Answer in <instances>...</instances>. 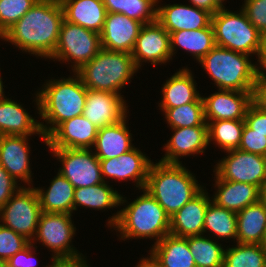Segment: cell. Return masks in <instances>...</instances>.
Wrapping results in <instances>:
<instances>
[{
    "instance_id": "49",
    "label": "cell",
    "mask_w": 266,
    "mask_h": 267,
    "mask_svg": "<svg viewBox=\"0 0 266 267\" xmlns=\"http://www.w3.org/2000/svg\"><path fill=\"white\" fill-rule=\"evenodd\" d=\"M136 267H160L156 262H154L150 257L141 258L140 262Z\"/></svg>"
},
{
    "instance_id": "4",
    "label": "cell",
    "mask_w": 266,
    "mask_h": 267,
    "mask_svg": "<svg viewBox=\"0 0 266 267\" xmlns=\"http://www.w3.org/2000/svg\"><path fill=\"white\" fill-rule=\"evenodd\" d=\"M142 190L143 194L108 219V225L115 228L123 240L155 238L154 244H157L170 234V217L148 191Z\"/></svg>"
},
{
    "instance_id": "2",
    "label": "cell",
    "mask_w": 266,
    "mask_h": 267,
    "mask_svg": "<svg viewBox=\"0 0 266 267\" xmlns=\"http://www.w3.org/2000/svg\"><path fill=\"white\" fill-rule=\"evenodd\" d=\"M51 79L36 94V105L44 125L40 122L42 133L47 138L62 122L83 115L87 88L80 77Z\"/></svg>"
},
{
    "instance_id": "48",
    "label": "cell",
    "mask_w": 266,
    "mask_h": 267,
    "mask_svg": "<svg viewBox=\"0 0 266 267\" xmlns=\"http://www.w3.org/2000/svg\"><path fill=\"white\" fill-rule=\"evenodd\" d=\"M257 57L258 65L261 67H257L258 73L266 74V72H264L266 70V32L261 35V46Z\"/></svg>"
},
{
    "instance_id": "8",
    "label": "cell",
    "mask_w": 266,
    "mask_h": 267,
    "mask_svg": "<svg viewBox=\"0 0 266 267\" xmlns=\"http://www.w3.org/2000/svg\"><path fill=\"white\" fill-rule=\"evenodd\" d=\"M72 214L42 212L37 225L36 235L32 240L40 241L52 252V259L56 263H81L86 259L71 245L75 235ZM85 259V260H84Z\"/></svg>"
},
{
    "instance_id": "6",
    "label": "cell",
    "mask_w": 266,
    "mask_h": 267,
    "mask_svg": "<svg viewBox=\"0 0 266 267\" xmlns=\"http://www.w3.org/2000/svg\"><path fill=\"white\" fill-rule=\"evenodd\" d=\"M138 71L131 53L102 48L89 62L75 73L87 89L108 91L121 95V89Z\"/></svg>"
},
{
    "instance_id": "36",
    "label": "cell",
    "mask_w": 266,
    "mask_h": 267,
    "mask_svg": "<svg viewBox=\"0 0 266 267\" xmlns=\"http://www.w3.org/2000/svg\"><path fill=\"white\" fill-rule=\"evenodd\" d=\"M106 11L121 13L143 24L156 21L159 0H102Z\"/></svg>"
},
{
    "instance_id": "30",
    "label": "cell",
    "mask_w": 266,
    "mask_h": 267,
    "mask_svg": "<svg viewBox=\"0 0 266 267\" xmlns=\"http://www.w3.org/2000/svg\"><path fill=\"white\" fill-rule=\"evenodd\" d=\"M236 217V243L264 244L266 237V207L260 200L236 213Z\"/></svg>"
},
{
    "instance_id": "46",
    "label": "cell",
    "mask_w": 266,
    "mask_h": 267,
    "mask_svg": "<svg viewBox=\"0 0 266 267\" xmlns=\"http://www.w3.org/2000/svg\"><path fill=\"white\" fill-rule=\"evenodd\" d=\"M253 102L266 111V74L259 73L256 79Z\"/></svg>"
},
{
    "instance_id": "5",
    "label": "cell",
    "mask_w": 266,
    "mask_h": 267,
    "mask_svg": "<svg viewBox=\"0 0 266 267\" xmlns=\"http://www.w3.org/2000/svg\"><path fill=\"white\" fill-rule=\"evenodd\" d=\"M248 54L215 46L200 61L217 88L235 91H254L258 76L257 64Z\"/></svg>"
},
{
    "instance_id": "28",
    "label": "cell",
    "mask_w": 266,
    "mask_h": 267,
    "mask_svg": "<svg viewBox=\"0 0 266 267\" xmlns=\"http://www.w3.org/2000/svg\"><path fill=\"white\" fill-rule=\"evenodd\" d=\"M151 249L149 257L160 267H196L188 246V237L168 234L153 244Z\"/></svg>"
},
{
    "instance_id": "14",
    "label": "cell",
    "mask_w": 266,
    "mask_h": 267,
    "mask_svg": "<svg viewBox=\"0 0 266 267\" xmlns=\"http://www.w3.org/2000/svg\"><path fill=\"white\" fill-rule=\"evenodd\" d=\"M254 91L219 89L202 97L206 123L217 120H244L248 106L253 102Z\"/></svg>"
},
{
    "instance_id": "38",
    "label": "cell",
    "mask_w": 266,
    "mask_h": 267,
    "mask_svg": "<svg viewBox=\"0 0 266 267\" xmlns=\"http://www.w3.org/2000/svg\"><path fill=\"white\" fill-rule=\"evenodd\" d=\"M165 113L171 128L208 126L204 116L203 102H191L174 108H159Z\"/></svg>"
},
{
    "instance_id": "32",
    "label": "cell",
    "mask_w": 266,
    "mask_h": 267,
    "mask_svg": "<svg viewBox=\"0 0 266 267\" xmlns=\"http://www.w3.org/2000/svg\"><path fill=\"white\" fill-rule=\"evenodd\" d=\"M113 189L107 182L75 189L74 211L77 210L78 206L104 210L120 206L121 203L125 205L126 199Z\"/></svg>"
},
{
    "instance_id": "37",
    "label": "cell",
    "mask_w": 266,
    "mask_h": 267,
    "mask_svg": "<svg viewBox=\"0 0 266 267\" xmlns=\"http://www.w3.org/2000/svg\"><path fill=\"white\" fill-rule=\"evenodd\" d=\"M188 246L196 267H223L224 248L214 239L204 234L189 236Z\"/></svg>"
},
{
    "instance_id": "40",
    "label": "cell",
    "mask_w": 266,
    "mask_h": 267,
    "mask_svg": "<svg viewBox=\"0 0 266 267\" xmlns=\"http://www.w3.org/2000/svg\"><path fill=\"white\" fill-rule=\"evenodd\" d=\"M31 242L14 230L0 224V260L6 262Z\"/></svg>"
},
{
    "instance_id": "10",
    "label": "cell",
    "mask_w": 266,
    "mask_h": 267,
    "mask_svg": "<svg viewBox=\"0 0 266 267\" xmlns=\"http://www.w3.org/2000/svg\"><path fill=\"white\" fill-rule=\"evenodd\" d=\"M31 187L22 186L0 209L1 225L14 230L30 242L36 235L42 214L37 192Z\"/></svg>"
},
{
    "instance_id": "43",
    "label": "cell",
    "mask_w": 266,
    "mask_h": 267,
    "mask_svg": "<svg viewBox=\"0 0 266 267\" xmlns=\"http://www.w3.org/2000/svg\"><path fill=\"white\" fill-rule=\"evenodd\" d=\"M36 248V246L30 243L23 250L10 257L6 261V267H36L38 263L37 261H35L36 257L34 256V254L36 253L35 251H33L36 250ZM56 264L57 263L55 261H52L51 265H46L45 267H54Z\"/></svg>"
},
{
    "instance_id": "22",
    "label": "cell",
    "mask_w": 266,
    "mask_h": 267,
    "mask_svg": "<svg viewBox=\"0 0 266 267\" xmlns=\"http://www.w3.org/2000/svg\"><path fill=\"white\" fill-rule=\"evenodd\" d=\"M206 189L170 217V234L177 237L203 235L205 212L212 201Z\"/></svg>"
},
{
    "instance_id": "20",
    "label": "cell",
    "mask_w": 266,
    "mask_h": 267,
    "mask_svg": "<svg viewBox=\"0 0 266 267\" xmlns=\"http://www.w3.org/2000/svg\"><path fill=\"white\" fill-rule=\"evenodd\" d=\"M156 8V20L169 34L180 30H198L211 25L212 14L192 5L167 4Z\"/></svg>"
},
{
    "instance_id": "19",
    "label": "cell",
    "mask_w": 266,
    "mask_h": 267,
    "mask_svg": "<svg viewBox=\"0 0 266 267\" xmlns=\"http://www.w3.org/2000/svg\"><path fill=\"white\" fill-rule=\"evenodd\" d=\"M28 136H0V165L17 181L32 184ZM20 179V180H18Z\"/></svg>"
},
{
    "instance_id": "15",
    "label": "cell",
    "mask_w": 266,
    "mask_h": 267,
    "mask_svg": "<svg viewBox=\"0 0 266 267\" xmlns=\"http://www.w3.org/2000/svg\"><path fill=\"white\" fill-rule=\"evenodd\" d=\"M122 96L113 92L87 89L83 116L98 128L122 121L129 113Z\"/></svg>"
},
{
    "instance_id": "54",
    "label": "cell",
    "mask_w": 266,
    "mask_h": 267,
    "mask_svg": "<svg viewBox=\"0 0 266 267\" xmlns=\"http://www.w3.org/2000/svg\"><path fill=\"white\" fill-rule=\"evenodd\" d=\"M0 267H6V262L0 260Z\"/></svg>"
},
{
    "instance_id": "13",
    "label": "cell",
    "mask_w": 266,
    "mask_h": 267,
    "mask_svg": "<svg viewBox=\"0 0 266 267\" xmlns=\"http://www.w3.org/2000/svg\"><path fill=\"white\" fill-rule=\"evenodd\" d=\"M131 55L137 69L141 67L142 62H150L155 66L170 61L172 59L170 34L157 20L144 24Z\"/></svg>"
},
{
    "instance_id": "21",
    "label": "cell",
    "mask_w": 266,
    "mask_h": 267,
    "mask_svg": "<svg viewBox=\"0 0 266 267\" xmlns=\"http://www.w3.org/2000/svg\"><path fill=\"white\" fill-rule=\"evenodd\" d=\"M174 131L163 149L166 151L160 162L181 163L184 156L204 153L208 145V126L171 128Z\"/></svg>"
},
{
    "instance_id": "29",
    "label": "cell",
    "mask_w": 266,
    "mask_h": 267,
    "mask_svg": "<svg viewBox=\"0 0 266 267\" xmlns=\"http://www.w3.org/2000/svg\"><path fill=\"white\" fill-rule=\"evenodd\" d=\"M34 189L37 192L42 212L67 213L74 211L75 187L59 172L50 182L47 190Z\"/></svg>"
},
{
    "instance_id": "33",
    "label": "cell",
    "mask_w": 266,
    "mask_h": 267,
    "mask_svg": "<svg viewBox=\"0 0 266 267\" xmlns=\"http://www.w3.org/2000/svg\"><path fill=\"white\" fill-rule=\"evenodd\" d=\"M237 217L236 213L226 208L217 206L214 202H210L205 212L203 234L207 232L213 233L221 239L236 240L237 238Z\"/></svg>"
},
{
    "instance_id": "7",
    "label": "cell",
    "mask_w": 266,
    "mask_h": 267,
    "mask_svg": "<svg viewBox=\"0 0 266 267\" xmlns=\"http://www.w3.org/2000/svg\"><path fill=\"white\" fill-rule=\"evenodd\" d=\"M211 25L217 46L258 56L262 34L249 22L242 9L235 13L220 8L212 15Z\"/></svg>"
},
{
    "instance_id": "50",
    "label": "cell",
    "mask_w": 266,
    "mask_h": 267,
    "mask_svg": "<svg viewBox=\"0 0 266 267\" xmlns=\"http://www.w3.org/2000/svg\"><path fill=\"white\" fill-rule=\"evenodd\" d=\"M87 261L81 263H57L54 267H90Z\"/></svg>"
},
{
    "instance_id": "25",
    "label": "cell",
    "mask_w": 266,
    "mask_h": 267,
    "mask_svg": "<svg viewBox=\"0 0 266 267\" xmlns=\"http://www.w3.org/2000/svg\"><path fill=\"white\" fill-rule=\"evenodd\" d=\"M64 13V20L81 27L101 33L106 8L102 0H59Z\"/></svg>"
},
{
    "instance_id": "1",
    "label": "cell",
    "mask_w": 266,
    "mask_h": 267,
    "mask_svg": "<svg viewBox=\"0 0 266 267\" xmlns=\"http://www.w3.org/2000/svg\"><path fill=\"white\" fill-rule=\"evenodd\" d=\"M64 13L59 0H38L0 39L45 59L58 43Z\"/></svg>"
},
{
    "instance_id": "9",
    "label": "cell",
    "mask_w": 266,
    "mask_h": 267,
    "mask_svg": "<svg viewBox=\"0 0 266 267\" xmlns=\"http://www.w3.org/2000/svg\"><path fill=\"white\" fill-rule=\"evenodd\" d=\"M102 49L100 34L63 20L58 43L50 59L71 62L72 71L91 61ZM73 61V62H72Z\"/></svg>"
},
{
    "instance_id": "41",
    "label": "cell",
    "mask_w": 266,
    "mask_h": 267,
    "mask_svg": "<svg viewBox=\"0 0 266 267\" xmlns=\"http://www.w3.org/2000/svg\"><path fill=\"white\" fill-rule=\"evenodd\" d=\"M241 9L261 34L266 32V0H245Z\"/></svg>"
},
{
    "instance_id": "35",
    "label": "cell",
    "mask_w": 266,
    "mask_h": 267,
    "mask_svg": "<svg viewBox=\"0 0 266 267\" xmlns=\"http://www.w3.org/2000/svg\"><path fill=\"white\" fill-rule=\"evenodd\" d=\"M244 124V120H217L208 122V143L214 141L225 152L238 149Z\"/></svg>"
},
{
    "instance_id": "27",
    "label": "cell",
    "mask_w": 266,
    "mask_h": 267,
    "mask_svg": "<svg viewBox=\"0 0 266 267\" xmlns=\"http://www.w3.org/2000/svg\"><path fill=\"white\" fill-rule=\"evenodd\" d=\"M126 119L114 125L98 129V134L92 148L99 160L118 158L120 155L130 151L135 146L131 145L132 135L126 125Z\"/></svg>"
},
{
    "instance_id": "45",
    "label": "cell",
    "mask_w": 266,
    "mask_h": 267,
    "mask_svg": "<svg viewBox=\"0 0 266 267\" xmlns=\"http://www.w3.org/2000/svg\"><path fill=\"white\" fill-rule=\"evenodd\" d=\"M18 182L0 165V209L5 203L22 187Z\"/></svg>"
},
{
    "instance_id": "16",
    "label": "cell",
    "mask_w": 266,
    "mask_h": 267,
    "mask_svg": "<svg viewBox=\"0 0 266 267\" xmlns=\"http://www.w3.org/2000/svg\"><path fill=\"white\" fill-rule=\"evenodd\" d=\"M153 161L134 147L118 158L100 160L104 182L106 177L119 180L131 179L142 190L147 181L148 172Z\"/></svg>"
},
{
    "instance_id": "53",
    "label": "cell",
    "mask_w": 266,
    "mask_h": 267,
    "mask_svg": "<svg viewBox=\"0 0 266 267\" xmlns=\"http://www.w3.org/2000/svg\"><path fill=\"white\" fill-rule=\"evenodd\" d=\"M221 8H224L223 2L225 0H214Z\"/></svg>"
},
{
    "instance_id": "26",
    "label": "cell",
    "mask_w": 266,
    "mask_h": 267,
    "mask_svg": "<svg viewBox=\"0 0 266 267\" xmlns=\"http://www.w3.org/2000/svg\"><path fill=\"white\" fill-rule=\"evenodd\" d=\"M196 84L188 68L179 69L163 84L159 107L174 108L191 102H203Z\"/></svg>"
},
{
    "instance_id": "17",
    "label": "cell",
    "mask_w": 266,
    "mask_h": 267,
    "mask_svg": "<svg viewBox=\"0 0 266 267\" xmlns=\"http://www.w3.org/2000/svg\"><path fill=\"white\" fill-rule=\"evenodd\" d=\"M144 24L121 13H106L100 33L102 48L132 53L136 39Z\"/></svg>"
},
{
    "instance_id": "51",
    "label": "cell",
    "mask_w": 266,
    "mask_h": 267,
    "mask_svg": "<svg viewBox=\"0 0 266 267\" xmlns=\"http://www.w3.org/2000/svg\"><path fill=\"white\" fill-rule=\"evenodd\" d=\"M260 201L266 207V182L260 188Z\"/></svg>"
},
{
    "instance_id": "24",
    "label": "cell",
    "mask_w": 266,
    "mask_h": 267,
    "mask_svg": "<svg viewBox=\"0 0 266 267\" xmlns=\"http://www.w3.org/2000/svg\"><path fill=\"white\" fill-rule=\"evenodd\" d=\"M215 195L211 199L217 206L238 213L260 200V189L249 183L222 180L216 173Z\"/></svg>"
},
{
    "instance_id": "31",
    "label": "cell",
    "mask_w": 266,
    "mask_h": 267,
    "mask_svg": "<svg viewBox=\"0 0 266 267\" xmlns=\"http://www.w3.org/2000/svg\"><path fill=\"white\" fill-rule=\"evenodd\" d=\"M172 56L177 46L188 51L199 62L215 46L212 25L198 30H180L170 34Z\"/></svg>"
},
{
    "instance_id": "39",
    "label": "cell",
    "mask_w": 266,
    "mask_h": 267,
    "mask_svg": "<svg viewBox=\"0 0 266 267\" xmlns=\"http://www.w3.org/2000/svg\"><path fill=\"white\" fill-rule=\"evenodd\" d=\"M37 2L38 0H0V37Z\"/></svg>"
},
{
    "instance_id": "42",
    "label": "cell",
    "mask_w": 266,
    "mask_h": 267,
    "mask_svg": "<svg viewBox=\"0 0 266 267\" xmlns=\"http://www.w3.org/2000/svg\"><path fill=\"white\" fill-rule=\"evenodd\" d=\"M238 149L266 157V134L255 133L244 124Z\"/></svg>"
},
{
    "instance_id": "34",
    "label": "cell",
    "mask_w": 266,
    "mask_h": 267,
    "mask_svg": "<svg viewBox=\"0 0 266 267\" xmlns=\"http://www.w3.org/2000/svg\"><path fill=\"white\" fill-rule=\"evenodd\" d=\"M223 267H266V246L237 243L224 250Z\"/></svg>"
},
{
    "instance_id": "44",
    "label": "cell",
    "mask_w": 266,
    "mask_h": 267,
    "mask_svg": "<svg viewBox=\"0 0 266 267\" xmlns=\"http://www.w3.org/2000/svg\"><path fill=\"white\" fill-rule=\"evenodd\" d=\"M244 121L255 133L266 134V111L254 102L248 106Z\"/></svg>"
},
{
    "instance_id": "23",
    "label": "cell",
    "mask_w": 266,
    "mask_h": 267,
    "mask_svg": "<svg viewBox=\"0 0 266 267\" xmlns=\"http://www.w3.org/2000/svg\"><path fill=\"white\" fill-rule=\"evenodd\" d=\"M34 134L41 136L46 144V137L42 133L40 121L31 117L20 103L10 98L0 101V136H32Z\"/></svg>"
},
{
    "instance_id": "12",
    "label": "cell",
    "mask_w": 266,
    "mask_h": 267,
    "mask_svg": "<svg viewBox=\"0 0 266 267\" xmlns=\"http://www.w3.org/2000/svg\"><path fill=\"white\" fill-rule=\"evenodd\" d=\"M214 171L222 180L249 183L259 189L266 182V157L240 149L227 151Z\"/></svg>"
},
{
    "instance_id": "47",
    "label": "cell",
    "mask_w": 266,
    "mask_h": 267,
    "mask_svg": "<svg viewBox=\"0 0 266 267\" xmlns=\"http://www.w3.org/2000/svg\"><path fill=\"white\" fill-rule=\"evenodd\" d=\"M193 6L214 15L221 7L214 0H189Z\"/></svg>"
},
{
    "instance_id": "52",
    "label": "cell",
    "mask_w": 266,
    "mask_h": 267,
    "mask_svg": "<svg viewBox=\"0 0 266 267\" xmlns=\"http://www.w3.org/2000/svg\"><path fill=\"white\" fill-rule=\"evenodd\" d=\"M3 82H2V78H1V75H0V101H3L6 97L4 95V88H3Z\"/></svg>"
},
{
    "instance_id": "3",
    "label": "cell",
    "mask_w": 266,
    "mask_h": 267,
    "mask_svg": "<svg viewBox=\"0 0 266 267\" xmlns=\"http://www.w3.org/2000/svg\"><path fill=\"white\" fill-rule=\"evenodd\" d=\"M182 163L152 162L146 185L159 205L172 217L204 188Z\"/></svg>"
},
{
    "instance_id": "18",
    "label": "cell",
    "mask_w": 266,
    "mask_h": 267,
    "mask_svg": "<svg viewBox=\"0 0 266 267\" xmlns=\"http://www.w3.org/2000/svg\"><path fill=\"white\" fill-rule=\"evenodd\" d=\"M98 127L83 115L62 122L47 138L48 148L92 149Z\"/></svg>"
},
{
    "instance_id": "11",
    "label": "cell",
    "mask_w": 266,
    "mask_h": 267,
    "mask_svg": "<svg viewBox=\"0 0 266 267\" xmlns=\"http://www.w3.org/2000/svg\"><path fill=\"white\" fill-rule=\"evenodd\" d=\"M54 157L62 163L58 172L63 175L75 189L90 187L104 182L100 160L93 149L84 148H50Z\"/></svg>"
}]
</instances>
